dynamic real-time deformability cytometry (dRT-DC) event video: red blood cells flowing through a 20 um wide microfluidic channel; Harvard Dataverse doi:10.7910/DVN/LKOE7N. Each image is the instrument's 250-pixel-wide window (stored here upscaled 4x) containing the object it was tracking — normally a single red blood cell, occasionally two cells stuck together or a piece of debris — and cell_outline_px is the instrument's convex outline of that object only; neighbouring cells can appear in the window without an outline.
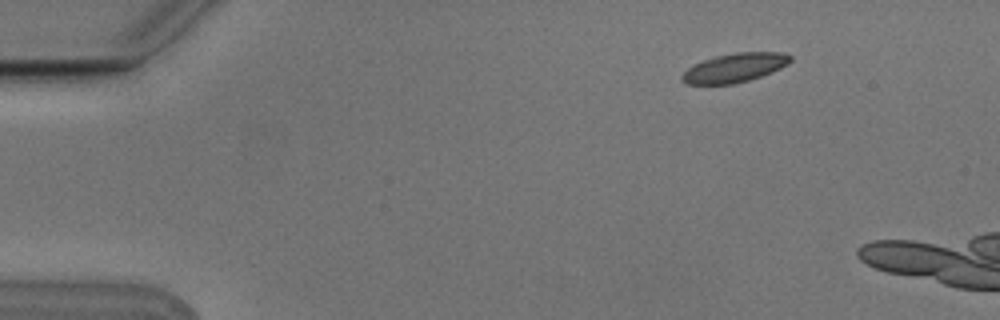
{"species": "Egyptian fruit bat (a non-hibernating species)", "species_latin": "Rousettus aegyptiacus", "temperature_condition": "cold", "stored_images_in_passage": 5, "segment_of_instrument_passage": [1, 2], "camera_frame_rate_fps": 3000, "um_per_image_px": 0.085, "animal": {"sex": "male"}, "frame": {"image": 1, "passage_image": 1, "time_ms": 0.0, "image_size_px": [1000, 320], "cell_outline_px": [[792, 60], [788, 64], [780, 68], [760, 76], [748, 80], [732, 84], [688, 84], [680, 80], [680, 76], [688, 68], [704, 60], [716, 56], [736, 52], [780, 52], [792, 56]], "centroid_in_image_um": [62.44, 5.76], "position_along_channel_um": 22.6, "area_um2": 18.09}}
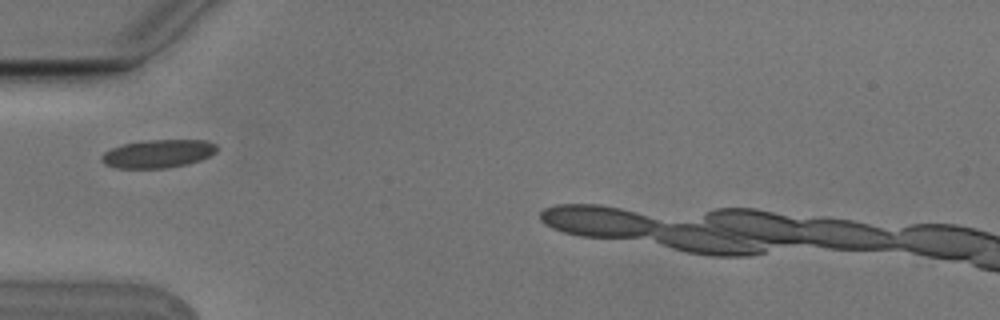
{"frame": {"image": 2, "passage_image": 4, "time_ms": 1.0, "image_size_px": [1000, 320], "cell_outline_px": [[216, 152], [200, 160], [184, 164], [164, 168], [116, 168], [104, 164], [100, 160], [100, 156], [104, 152], [112, 148], [124, 144], [152, 140], [208, 140], [216, 144]], "centroid_in_image_um": [13.41, 13.06], "position_along_channel_um": 71.6, "area_um2": 18.73}}